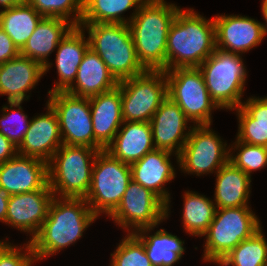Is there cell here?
<instances>
[{
  "label": "cell",
  "instance_id": "6da1fadb",
  "mask_svg": "<svg viewBox=\"0 0 267 266\" xmlns=\"http://www.w3.org/2000/svg\"><path fill=\"white\" fill-rule=\"evenodd\" d=\"M96 219L84 198L54 196L46 219L30 241L36 261L75 243Z\"/></svg>",
  "mask_w": 267,
  "mask_h": 266
},
{
  "label": "cell",
  "instance_id": "7a4b0ae2",
  "mask_svg": "<svg viewBox=\"0 0 267 266\" xmlns=\"http://www.w3.org/2000/svg\"><path fill=\"white\" fill-rule=\"evenodd\" d=\"M216 50L215 24L193 8L180 9L167 37L166 70L199 67Z\"/></svg>",
  "mask_w": 267,
  "mask_h": 266
},
{
  "label": "cell",
  "instance_id": "3957f363",
  "mask_svg": "<svg viewBox=\"0 0 267 266\" xmlns=\"http://www.w3.org/2000/svg\"><path fill=\"white\" fill-rule=\"evenodd\" d=\"M179 10L165 0H145L128 23L137 59L146 70L166 71L168 32Z\"/></svg>",
  "mask_w": 267,
  "mask_h": 266
},
{
  "label": "cell",
  "instance_id": "277c9868",
  "mask_svg": "<svg viewBox=\"0 0 267 266\" xmlns=\"http://www.w3.org/2000/svg\"><path fill=\"white\" fill-rule=\"evenodd\" d=\"M80 27L88 31L89 47L100 56L118 81L146 71L137 59L128 24L80 23Z\"/></svg>",
  "mask_w": 267,
  "mask_h": 266
},
{
  "label": "cell",
  "instance_id": "5b68a950",
  "mask_svg": "<svg viewBox=\"0 0 267 266\" xmlns=\"http://www.w3.org/2000/svg\"><path fill=\"white\" fill-rule=\"evenodd\" d=\"M98 151L89 146H60L48 163V184L54 196L86 197Z\"/></svg>",
  "mask_w": 267,
  "mask_h": 266
},
{
  "label": "cell",
  "instance_id": "8992f818",
  "mask_svg": "<svg viewBox=\"0 0 267 266\" xmlns=\"http://www.w3.org/2000/svg\"><path fill=\"white\" fill-rule=\"evenodd\" d=\"M249 206L216 209L205 236V262L218 263L241 241L261 229L258 217Z\"/></svg>",
  "mask_w": 267,
  "mask_h": 266
},
{
  "label": "cell",
  "instance_id": "52a82bcc",
  "mask_svg": "<svg viewBox=\"0 0 267 266\" xmlns=\"http://www.w3.org/2000/svg\"><path fill=\"white\" fill-rule=\"evenodd\" d=\"M238 54L217 49L198 67L207 90L220 109L242 106L247 71Z\"/></svg>",
  "mask_w": 267,
  "mask_h": 266
},
{
  "label": "cell",
  "instance_id": "ba28073f",
  "mask_svg": "<svg viewBox=\"0 0 267 266\" xmlns=\"http://www.w3.org/2000/svg\"><path fill=\"white\" fill-rule=\"evenodd\" d=\"M132 180L131 167L106 150L98 151L92 167L91 186L84 198L92 212L109 217L119 206Z\"/></svg>",
  "mask_w": 267,
  "mask_h": 266
},
{
  "label": "cell",
  "instance_id": "9c48e42d",
  "mask_svg": "<svg viewBox=\"0 0 267 266\" xmlns=\"http://www.w3.org/2000/svg\"><path fill=\"white\" fill-rule=\"evenodd\" d=\"M167 94L196 125H212L211 112L220 107L211 98L198 67L166 70Z\"/></svg>",
  "mask_w": 267,
  "mask_h": 266
},
{
  "label": "cell",
  "instance_id": "30bf717a",
  "mask_svg": "<svg viewBox=\"0 0 267 266\" xmlns=\"http://www.w3.org/2000/svg\"><path fill=\"white\" fill-rule=\"evenodd\" d=\"M122 118L130 122H150L153 114L168 97L164 70L144 73L119 81Z\"/></svg>",
  "mask_w": 267,
  "mask_h": 266
},
{
  "label": "cell",
  "instance_id": "8fae6325",
  "mask_svg": "<svg viewBox=\"0 0 267 266\" xmlns=\"http://www.w3.org/2000/svg\"><path fill=\"white\" fill-rule=\"evenodd\" d=\"M210 126L193 124L179 154V166L184 173L196 176L217 173L229 161V147Z\"/></svg>",
  "mask_w": 267,
  "mask_h": 266
},
{
  "label": "cell",
  "instance_id": "7c38bea8",
  "mask_svg": "<svg viewBox=\"0 0 267 266\" xmlns=\"http://www.w3.org/2000/svg\"><path fill=\"white\" fill-rule=\"evenodd\" d=\"M110 218L128 233H135L156 227L166 219V204L151 190L131 180Z\"/></svg>",
  "mask_w": 267,
  "mask_h": 266
},
{
  "label": "cell",
  "instance_id": "4fadbf2b",
  "mask_svg": "<svg viewBox=\"0 0 267 266\" xmlns=\"http://www.w3.org/2000/svg\"><path fill=\"white\" fill-rule=\"evenodd\" d=\"M49 95L48 104L56 112L62 142L95 149V137L89 98L58 91Z\"/></svg>",
  "mask_w": 267,
  "mask_h": 266
},
{
  "label": "cell",
  "instance_id": "5bb4252c",
  "mask_svg": "<svg viewBox=\"0 0 267 266\" xmlns=\"http://www.w3.org/2000/svg\"><path fill=\"white\" fill-rule=\"evenodd\" d=\"M53 197L48 183L41 190L10 195L6 224L24 233H30L31 241L46 219Z\"/></svg>",
  "mask_w": 267,
  "mask_h": 266
},
{
  "label": "cell",
  "instance_id": "9a60e30c",
  "mask_svg": "<svg viewBox=\"0 0 267 266\" xmlns=\"http://www.w3.org/2000/svg\"><path fill=\"white\" fill-rule=\"evenodd\" d=\"M188 122L189 120L180 107L167 97L150 120L155 149L174 153L177 163H179V154L193 127H188Z\"/></svg>",
  "mask_w": 267,
  "mask_h": 266
},
{
  "label": "cell",
  "instance_id": "2e32d148",
  "mask_svg": "<svg viewBox=\"0 0 267 266\" xmlns=\"http://www.w3.org/2000/svg\"><path fill=\"white\" fill-rule=\"evenodd\" d=\"M213 20L217 49L242 55L264 39L261 22L247 16L224 14Z\"/></svg>",
  "mask_w": 267,
  "mask_h": 266
},
{
  "label": "cell",
  "instance_id": "e0dca14e",
  "mask_svg": "<svg viewBox=\"0 0 267 266\" xmlns=\"http://www.w3.org/2000/svg\"><path fill=\"white\" fill-rule=\"evenodd\" d=\"M46 107L45 114L36 115L30 120L25 137L17 147V153L48 164L63 142L57 114L48 103Z\"/></svg>",
  "mask_w": 267,
  "mask_h": 266
},
{
  "label": "cell",
  "instance_id": "ac0fdd59",
  "mask_svg": "<svg viewBox=\"0 0 267 266\" xmlns=\"http://www.w3.org/2000/svg\"><path fill=\"white\" fill-rule=\"evenodd\" d=\"M48 183V164L34 157L16 155L0 164V188L8 195L41 190Z\"/></svg>",
  "mask_w": 267,
  "mask_h": 266
},
{
  "label": "cell",
  "instance_id": "d6986e66",
  "mask_svg": "<svg viewBox=\"0 0 267 266\" xmlns=\"http://www.w3.org/2000/svg\"><path fill=\"white\" fill-rule=\"evenodd\" d=\"M172 154L167 150L154 149L130 165L132 180L151 190L166 204V218L169 215L171 198L164 186L172 181L176 174L170 161Z\"/></svg>",
  "mask_w": 267,
  "mask_h": 266
},
{
  "label": "cell",
  "instance_id": "ffe728a7",
  "mask_svg": "<svg viewBox=\"0 0 267 266\" xmlns=\"http://www.w3.org/2000/svg\"><path fill=\"white\" fill-rule=\"evenodd\" d=\"M90 109L95 137V149L105 150L114 140L122 123L120 88L90 97Z\"/></svg>",
  "mask_w": 267,
  "mask_h": 266
},
{
  "label": "cell",
  "instance_id": "44dd1931",
  "mask_svg": "<svg viewBox=\"0 0 267 266\" xmlns=\"http://www.w3.org/2000/svg\"><path fill=\"white\" fill-rule=\"evenodd\" d=\"M44 74L45 68L40 63L19 54L0 64V95H7L8 102L28 100L27 92Z\"/></svg>",
  "mask_w": 267,
  "mask_h": 266
},
{
  "label": "cell",
  "instance_id": "7402d4cb",
  "mask_svg": "<svg viewBox=\"0 0 267 266\" xmlns=\"http://www.w3.org/2000/svg\"><path fill=\"white\" fill-rule=\"evenodd\" d=\"M73 27L72 23L63 18L42 17L20 54L40 63L45 73L48 72L52 65L47 61L48 56Z\"/></svg>",
  "mask_w": 267,
  "mask_h": 266
},
{
  "label": "cell",
  "instance_id": "603a6c76",
  "mask_svg": "<svg viewBox=\"0 0 267 266\" xmlns=\"http://www.w3.org/2000/svg\"><path fill=\"white\" fill-rule=\"evenodd\" d=\"M74 83H76L74 85ZM119 81L113 76L100 56L90 47L85 52L73 84L66 92L90 98L114 89Z\"/></svg>",
  "mask_w": 267,
  "mask_h": 266
},
{
  "label": "cell",
  "instance_id": "cb8c5ba5",
  "mask_svg": "<svg viewBox=\"0 0 267 266\" xmlns=\"http://www.w3.org/2000/svg\"><path fill=\"white\" fill-rule=\"evenodd\" d=\"M112 143L105 149L114 158L131 165L155 149L150 122L124 121Z\"/></svg>",
  "mask_w": 267,
  "mask_h": 266
},
{
  "label": "cell",
  "instance_id": "d4e9b609",
  "mask_svg": "<svg viewBox=\"0 0 267 266\" xmlns=\"http://www.w3.org/2000/svg\"><path fill=\"white\" fill-rule=\"evenodd\" d=\"M84 32L80 26H74L58 44L55 62L59 82L55 81L48 94L66 91L75 81L78 67L89 48Z\"/></svg>",
  "mask_w": 267,
  "mask_h": 266
},
{
  "label": "cell",
  "instance_id": "484cf974",
  "mask_svg": "<svg viewBox=\"0 0 267 266\" xmlns=\"http://www.w3.org/2000/svg\"><path fill=\"white\" fill-rule=\"evenodd\" d=\"M251 182V177L230 161L224 164L216 173V209L249 206Z\"/></svg>",
  "mask_w": 267,
  "mask_h": 266
},
{
  "label": "cell",
  "instance_id": "4316f807",
  "mask_svg": "<svg viewBox=\"0 0 267 266\" xmlns=\"http://www.w3.org/2000/svg\"><path fill=\"white\" fill-rule=\"evenodd\" d=\"M154 228H143L134 234L143 242L146 254L153 266H173L181 259L185 251L184 241L165 229L148 235V232Z\"/></svg>",
  "mask_w": 267,
  "mask_h": 266
},
{
  "label": "cell",
  "instance_id": "83f0119b",
  "mask_svg": "<svg viewBox=\"0 0 267 266\" xmlns=\"http://www.w3.org/2000/svg\"><path fill=\"white\" fill-rule=\"evenodd\" d=\"M42 16L26 1L15 7L0 10V27L21 50Z\"/></svg>",
  "mask_w": 267,
  "mask_h": 266
},
{
  "label": "cell",
  "instance_id": "f1b7e54d",
  "mask_svg": "<svg viewBox=\"0 0 267 266\" xmlns=\"http://www.w3.org/2000/svg\"><path fill=\"white\" fill-rule=\"evenodd\" d=\"M145 0H83L80 23L128 24ZM135 8L131 18L121 17L128 9Z\"/></svg>",
  "mask_w": 267,
  "mask_h": 266
},
{
  "label": "cell",
  "instance_id": "f546056e",
  "mask_svg": "<svg viewBox=\"0 0 267 266\" xmlns=\"http://www.w3.org/2000/svg\"><path fill=\"white\" fill-rule=\"evenodd\" d=\"M183 198L182 223L184 229L190 235L202 237L214 219L215 203L205 195L192 191H186Z\"/></svg>",
  "mask_w": 267,
  "mask_h": 266
},
{
  "label": "cell",
  "instance_id": "4dcf8cb0",
  "mask_svg": "<svg viewBox=\"0 0 267 266\" xmlns=\"http://www.w3.org/2000/svg\"><path fill=\"white\" fill-rule=\"evenodd\" d=\"M266 240L261 228L250 238L241 241L218 264L220 266H266Z\"/></svg>",
  "mask_w": 267,
  "mask_h": 266
},
{
  "label": "cell",
  "instance_id": "1f68e13d",
  "mask_svg": "<svg viewBox=\"0 0 267 266\" xmlns=\"http://www.w3.org/2000/svg\"><path fill=\"white\" fill-rule=\"evenodd\" d=\"M25 1L29 5H31L42 17L63 18L68 20L74 26H80L83 14V0H25Z\"/></svg>",
  "mask_w": 267,
  "mask_h": 266
},
{
  "label": "cell",
  "instance_id": "d6a6232c",
  "mask_svg": "<svg viewBox=\"0 0 267 266\" xmlns=\"http://www.w3.org/2000/svg\"><path fill=\"white\" fill-rule=\"evenodd\" d=\"M111 257L110 266H153L143 242L134 233L126 235Z\"/></svg>",
  "mask_w": 267,
  "mask_h": 266
},
{
  "label": "cell",
  "instance_id": "836d02e7",
  "mask_svg": "<svg viewBox=\"0 0 267 266\" xmlns=\"http://www.w3.org/2000/svg\"><path fill=\"white\" fill-rule=\"evenodd\" d=\"M21 103L20 101L8 102L9 106L2 107L3 115L0 117V133L16 147L23 141L30 124L27 120L28 116L23 113Z\"/></svg>",
  "mask_w": 267,
  "mask_h": 266
},
{
  "label": "cell",
  "instance_id": "e575fe53",
  "mask_svg": "<svg viewBox=\"0 0 267 266\" xmlns=\"http://www.w3.org/2000/svg\"><path fill=\"white\" fill-rule=\"evenodd\" d=\"M233 144L235 146L229 148V161L238 169L251 177L252 171L266 167L267 147L247 144L237 139ZM235 149H238L237 155H233L231 151Z\"/></svg>",
  "mask_w": 267,
  "mask_h": 266
},
{
  "label": "cell",
  "instance_id": "d590c367",
  "mask_svg": "<svg viewBox=\"0 0 267 266\" xmlns=\"http://www.w3.org/2000/svg\"><path fill=\"white\" fill-rule=\"evenodd\" d=\"M234 110L238 113L239 126L267 127V96L264 98L252 96Z\"/></svg>",
  "mask_w": 267,
  "mask_h": 266
},
{
  "label": "cell",
  "instance_id": "8d00e7d4",
  "mask_svg": "<svg viewBox=\"0 0 267 266\" xmlns=\"http://www.w3.org/2000/svg\"><path fill=\"white\" fill-rule=\"evenodd\" d=\"M24 247L18 248L13 245L1 258L0 266H32L36 259L30 241Z\"/></svg>",
  "mask_w": 267,
  "mask_h": 266
},
{
  "label": "cell",
  "instance_id": "74e56055",
  "mask_svg": "<svg viewBox=\"0 0 267 266\" xmlns=\"http://www.w3.org/2000/svg\"><path fill=\"white\" fill-rule=\"evenodd\" d=\"M237 140L251 144L267 147V127L263 126H239Z\"/></svg>",
  "mask_w": 267,
  "mask_h": 266
},
{
  "label": "cell",
  "instance_id": "f35d334b",
  "mask_svg": "<svg viewBox=\"0 0 267 266\" xmlns=\"http://www.w3.org/2000/svg\"><path fill=\"white\" fill-rule=\"evenodd\" d=\"M20 54V50L11 38L0 27V64L7 62Z\"/></svg>",
  "mask_w": 267,
  "mask_h": 266
},
{
  "label": "cell",
  "instance_id": "ab89813d",
  "mask_svg": "<svg viewBox=\"0 0 267 266\" xmlns=\"http://www.w3.org/2000/svg\"><path fill=\"white\" fill-rule=\"evenodd\" d=\"M17 147L0 133V164L17 155Z\"/></svg>",
  "mask_w": 267,
  "mask_h": 266
},
{
  "label": "cell",
  "instance_id": "60d3db41",
  "mask_svg": "<svg viewBox=\"0 0 267 266\" xmlns=\"http://www.w3.org/2000/svg\"><path fill=\"white\" fill-rule=\"evenodd\" d=\"M10 195L0 188V221L6 223L8 200Z\"/></svg>",
  "mask_w": 267,
  "mask_h": 266
},
{
  "label": "cell",
  "instance_id": "b9f144b4",
  "mask_svg": "<svg viewBox=\"0 0 267 266\" xmlns=\"http://www.w3.org/2000/svg\"><path fill=\"white\" fill-rule=\"evenodd\" d=\"M261 10L263 13L262 15L264 17V20L266 21L265 23H261L263 35L265 37L267 34V0H263Z\"/></svg>",
  "mask_w": 267,
  "mask_h": 266
},
{
  "label": "cell",
  "instance_id": "7bdbcfd3",
  "mask_svg": "<svg viewBox=\"0 0 267 266\" xmlns=\"http://www.w3.org/2000/svg\"><path fill=\"white\" fill-rule=\"evenodd\" d=\"M24 1L25 0H0V7H3V9L15 7L16 5H19Z\"/></svg>",
  "mask_w": 267,
  "mask_h": 266
},
{
  "label": "cell",
  "instance_id": "ee69618b",
  "mask_svg": "<svg viewBox=\"0 0 267 266\" xmlns=\"http://www.w3.org/2000/svg\"><path fill=\"white\" fill-rule=\"evenodd\" d=\"M13 245H11V243H7L6 240L5 241H1L0 240V260L3 257V255L12 247Z\"/></svg>",
  "mask_w": 267,
  "mask_h": 266
}]
</instances>
